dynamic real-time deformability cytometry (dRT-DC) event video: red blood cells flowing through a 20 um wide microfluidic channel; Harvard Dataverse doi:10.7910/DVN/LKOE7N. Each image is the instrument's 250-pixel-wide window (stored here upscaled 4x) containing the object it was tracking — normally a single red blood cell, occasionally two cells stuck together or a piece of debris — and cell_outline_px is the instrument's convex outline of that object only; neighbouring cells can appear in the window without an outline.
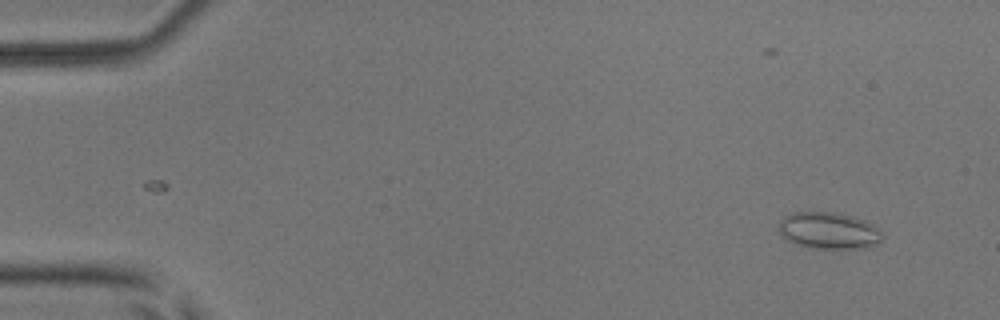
{"species": "common noctule bat (a hibernating species)", "species_latin": "Nyctalus noctula", "temperature_condition": "room temperature", "stored_images_in_passage": 54, "camera_frame_rate_fps": 3000, "um_per_image_px": 0.085, "animal": {"sex": "male", "body_mass_g": 17.9, "forearm_length_mm": 54.2}, "frame": {"image": 1, "passage_image": 4, "time_ms": 1.0, "image_size_px": [1000, 320], "cell_outline_px": [[880, 244], [868, 248], [812, 248], [796, 244], [780, 236], [780, 220], [784, 216], [792, 212], [840, 212], [864, 220], [872, 224], [880, 232]], "centroid_in_image_um": [70.43, 19.6], "position_along_channel_um": 14.6, "area_um2": 22.2}}
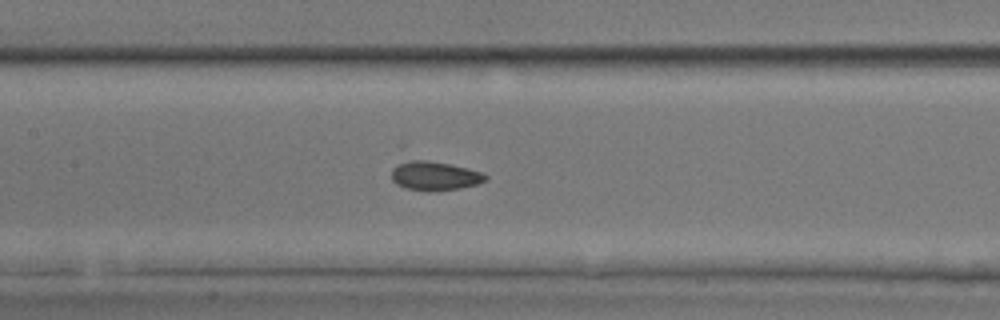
{"frame": {"image": 2, "passage_image": 26, "time_ms": 8.333, "image_size_px": [1000, 320], "cell_outline_px": [[488, 180], [476, 184], [460, 188], [428, 192], [408, 188], [396, 184], [392, 180], [392, 168], [400, 164], [412, 160], [428, 160], [468, 168], [484, 172], [488, 176]], "centroid_in_image_um": [36.99, 14.96], "position_along_channel_um": 170.4, "area_um2": 15.84}}
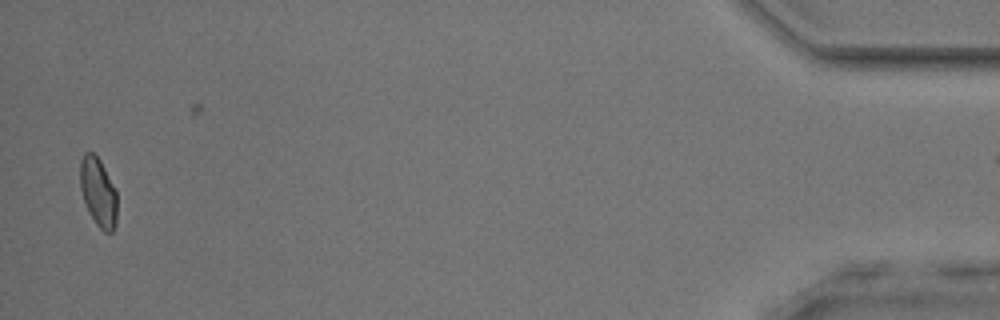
{"frame": {"image": 3, "passage_image": 53, "time_ms": 17.333, "image_size_px": [1000, 320], "cell_outline_px": [[116, 224], [112, 232], [104, 232], [96, 224], [84, 200], [80, 188], [80, 160], [84, 152], [92, 152], [100, 160], [116, 192]], "centroid_in_image_um": [8.34, 16.32], "position_along_channel_um": 426.9, "area_um2": 14.51}}